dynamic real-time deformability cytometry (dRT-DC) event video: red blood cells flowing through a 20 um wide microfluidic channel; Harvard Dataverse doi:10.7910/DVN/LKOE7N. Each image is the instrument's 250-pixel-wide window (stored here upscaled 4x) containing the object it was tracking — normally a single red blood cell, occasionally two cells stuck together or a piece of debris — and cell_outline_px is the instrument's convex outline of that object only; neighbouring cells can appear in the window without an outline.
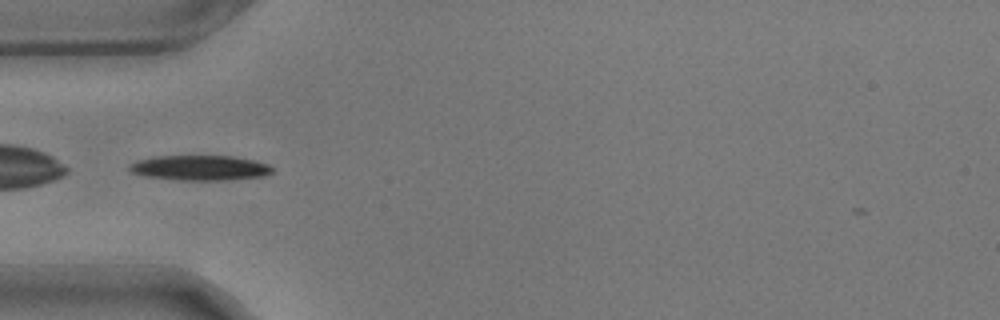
{"species": "common noctule bat (a hibernating species)", "species_latin": "Nyctalus noctula", "temperature_condition": "warm", "stored_images_in_passage": 37, "camera_frame_rate_fps": 3000, "um_per_image_px": 0.085, "animal": {"sex": "male", "body_mass_g": 17.9}, "frame": {"image": 1, "passage_image": 1, "time_ms": 0.0, "image_size_px": [1000, 320], "cell_outline_px": [[276, 172], [264, 176], [228, 180], [180, 180], [144, 176], [132, 172], [128, 168], [132, 164], [140, 160], [156, 156], [232, 156], [252, 160], [268, 164]], "centroid_in_image_um": [17.05, 14.27], "position_along_channel_um": 67.9, "area_um2": 20.75}, "authors_computed_cell_mechanics": {"area_um2": 20.1722, "velocity_mm_per_s": 3.5295, "shape_relaxation_time_tau1_ms": 2.8847, "shape_relaxation_time_tau2_ms": 3.858, "deformation_change_tau1": 0.1561, "deformation_change_tau2": 0.0997}}